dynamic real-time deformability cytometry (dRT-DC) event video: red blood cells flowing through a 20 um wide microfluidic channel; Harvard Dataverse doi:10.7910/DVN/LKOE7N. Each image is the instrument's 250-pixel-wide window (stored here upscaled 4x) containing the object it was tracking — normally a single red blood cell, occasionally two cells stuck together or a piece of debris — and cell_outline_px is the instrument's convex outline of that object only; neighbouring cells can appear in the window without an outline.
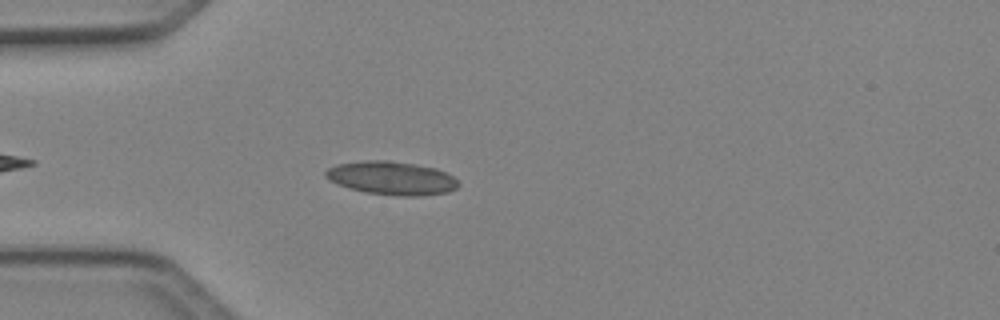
{"species": "Egyptian fruit bat (a non-hibernating species)", "species_latin": "Rousettus aegyptiacus", "temperature_condition": "cold", "stored_images_in_passage": 4, "camera_frame_rate_fps": 3000, "um_per_image_px": 0.085, "animal": {"sex": "female"}, "frame": {"image": 1, "passage_image": 4, "time_ms": 1.0, "image_size_px": [1000, 320], "cell_outline_px": [[460, 184], [456, 188], [448, 192], [420, 196], [400, 196], [364, 192], [348, 188], [336, 184], [328, 180], [324, 176], [324, 172], [328, 168], [336, 164], [368, 160], [388, 160], [416, 164], [436, 168], [452, 176]], "centroid_in_image_um": [33.25, 15.14], "position_along_channel_um": 51.7, "area_um2": 26.01}}